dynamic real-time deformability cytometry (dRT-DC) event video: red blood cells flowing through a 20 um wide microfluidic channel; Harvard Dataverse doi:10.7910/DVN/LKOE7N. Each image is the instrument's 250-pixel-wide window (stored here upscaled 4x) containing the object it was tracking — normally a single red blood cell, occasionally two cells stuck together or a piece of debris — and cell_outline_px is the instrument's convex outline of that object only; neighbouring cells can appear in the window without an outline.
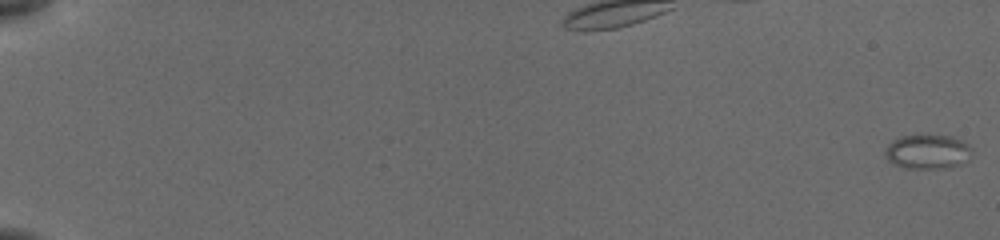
{"species": "common noctule bat (a hibernating species)", "species_latin": "Nyctalus noctula", "temperature_condition": "cold", "stored_images_in_passage": 35, "camera_frame_rate_fps": 3000, "um_per_image_px": 0.085, "animal": {"sex": "female", "body_mass_g": 19.5, "forearm_length_mm": 54.1}, "frame": {"image": 1, "passage_image": 1, "time_ms": 0.0, "image_size_px": [1000, 240], "cell_outline_px": [[972, 156], [968, 160], [960, 164], [948, 168], [904, 168], [892, 164], [884, 156], [884, 148], [892, 140], [900, 136], [924, 132], [952, 136], [968, 144], [972, 148]], "centroid_in_image_um": [78.82, 12.85], "position_along_channel_um": 6.2, "area_um2": 18.32}}